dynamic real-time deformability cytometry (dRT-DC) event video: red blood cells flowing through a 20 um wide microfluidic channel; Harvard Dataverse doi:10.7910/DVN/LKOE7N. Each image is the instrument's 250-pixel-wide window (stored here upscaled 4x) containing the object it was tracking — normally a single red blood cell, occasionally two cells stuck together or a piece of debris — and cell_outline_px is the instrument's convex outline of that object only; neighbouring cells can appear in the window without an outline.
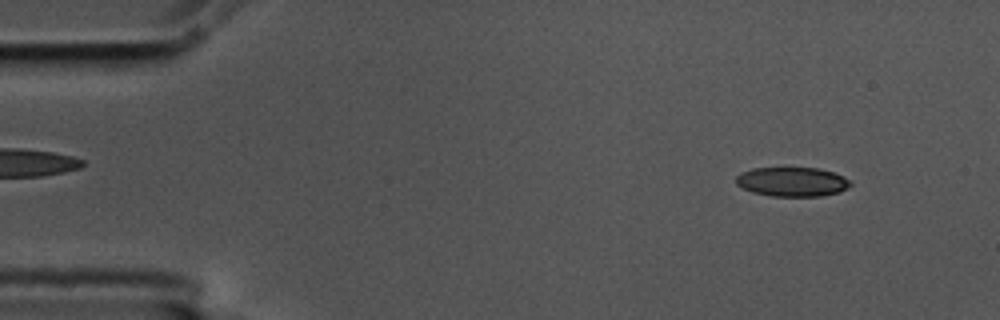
{"species": "common noctule bat (a hibernating species)", "species_latin": "Nyctalus noctula", "temperature_condition": "cold", "stored_images_in_passage": 55, "camera_frame_rate_fps": 3000, "um_per_image_px": 0.085, "animal": {"sex": "male", "body_mass_g": 17.5, "forearm_length_mm": 52.3}, "frame": {"image": 1, "passage_image": 5, "time_ms": 1.333, "image_size_px": [1000, 320], "cell_outline_px": [[852, 184], [848, 188], [840, 192], [820, 196], [772, 196], [752, 192], [736, 184], [736, 176], [740, 172], [752, 168], [820, 168], [832, 172], [848, 180]], "centroid_in_image_um": [67.31, 15.45], "position_along_channel_um": 17.7, "area_um2": 19.48}}
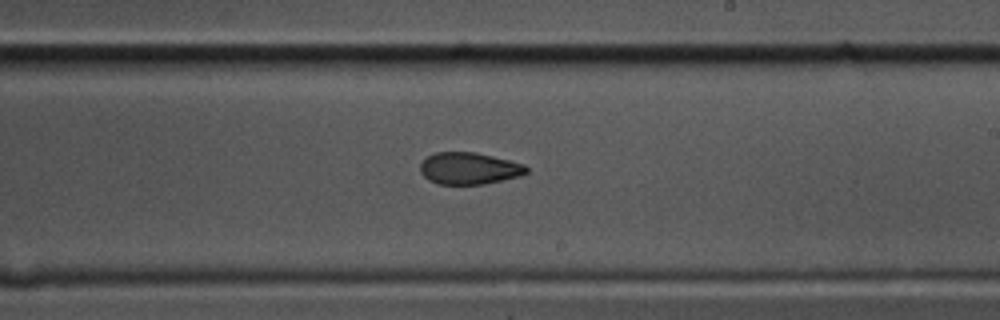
{"frame": {"image": 2, "passage_image": 32, "time_ms": 10.333, "image_size_px": [1000, 320], "cell_outline_px": [[528, 172], [520, 176], [484, 184], [436, 184], [428, 180], [420, 172], [420, 164], [428, 156], [436, 152], [476, 152], [524, 164], [528, 168]], "centroid_in_image_um": [39.86, 14.32], "position_along_channel_um": 249.1, "area_um2": 19.71}}
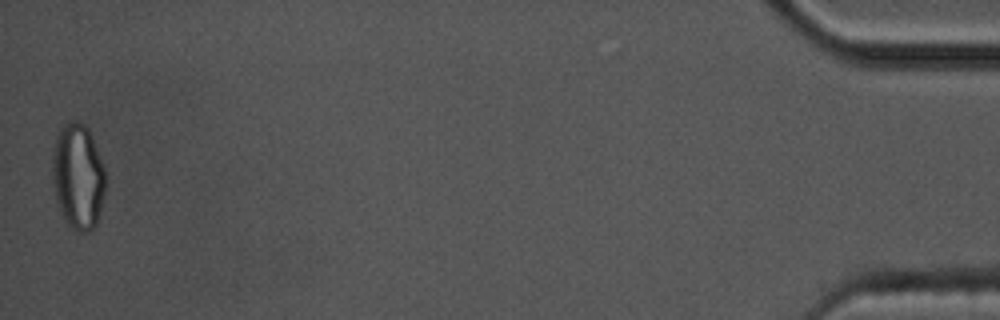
{"frame": {"image": 3, "passage_image": 55, "time_ms": 18.0, "image_size_px": [1000, 320], "cell_outline_px": [[104, 192], [96, 224], [88, 232], [80, 232], [72, 228], [64, 220], [56, 204], [52, 184], [52, 156], [56, 136], [60, 128], [68, 120], [76, 120], [84, 124], [88, 128], [104, 168]], "centroid_in_image_um": [6.58, 14.99], "position_along_channel_um": 428.6, "area_um2": 32.77}, "authors_computed_cell_mechanics": {"area_um2": 20.808, "velocity_mm_per_s": 3.5761, "shape_relaxation_time_tau1_ms": 11.2307, "shape_relaxation_time_tau2_ms": 2.9191, "deformation_change_tau1": 0.1955, "deformation_change_tau2": 0.0872}}